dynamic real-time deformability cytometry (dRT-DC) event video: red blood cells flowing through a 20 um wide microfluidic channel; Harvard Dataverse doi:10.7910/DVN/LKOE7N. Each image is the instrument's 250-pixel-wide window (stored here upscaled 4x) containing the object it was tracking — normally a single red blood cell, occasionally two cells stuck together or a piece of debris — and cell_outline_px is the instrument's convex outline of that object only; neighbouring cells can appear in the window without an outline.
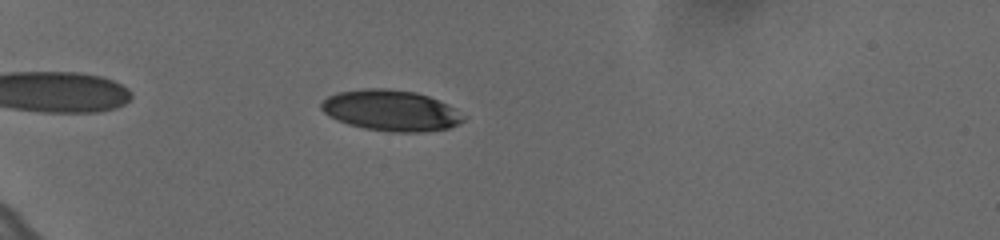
{"species": "human", "species_latin": "Homo sapiens", "temperature_condition": "cold", "stored_images_in_passage": 12, "camera_frame_rate_fps": 3000, "um_per_image_px": 0.085, "donor": {"sex": "female"}, "frame": {"image": 1, "passage_image": 7, "time_ms": 2.0, "image_size_px": [1000, 240], "cell_outline_px": [[468, 116], [460, 124], [448, 128], [424, 132], [392, 132], [364, 128], [348, 124], [336, 120], [328, 116], [320, 108], [320, 104], [328, 96], [336, 92], [364, 88], [384, 88], [416, 92], [428, 96], [448, 104], [456, 108]], "centroid_in_image_um": [33.25, 9.39], "position_along_channel_um": 51.7, "area_um2": 34.28}}